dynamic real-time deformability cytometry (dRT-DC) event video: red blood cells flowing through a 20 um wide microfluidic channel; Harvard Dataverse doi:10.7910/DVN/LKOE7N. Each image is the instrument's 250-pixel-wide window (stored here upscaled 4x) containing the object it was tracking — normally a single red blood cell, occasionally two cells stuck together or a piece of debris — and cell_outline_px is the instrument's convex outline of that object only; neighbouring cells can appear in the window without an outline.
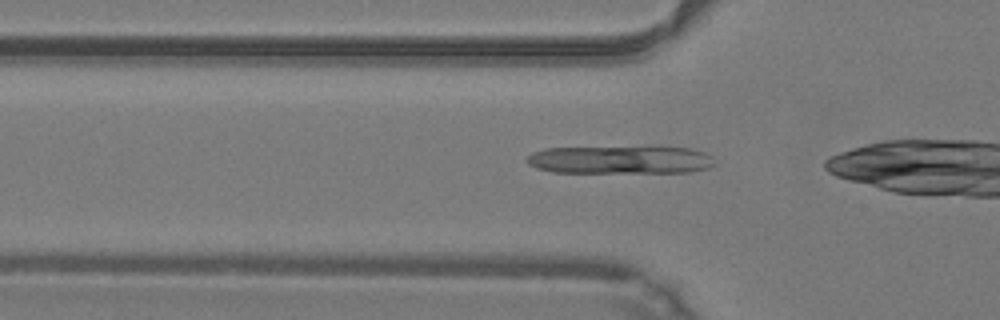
{"species": "common noctule bat (a hibernating species)", "species_latin": "Nyctalus noctula", "temperature_condition": "warm", "stored_images_in_passage": 12, "camera_frame_rate_fps": 3000, "um_per_image_px": 0.085, "animal": {"sex": "male", "body_mass_g": 19.2, "forearm_length_mm": 51.8}, "frame": {"image": 1, "passage_image": 4, "time_ms": 1.0, "image_size_px": [1000, 320], "cell_outline_px": [[716, 164], [708, 168], [688, 172], [552, 172], [536, 168], [528, 164], [528, 156], [532, 152], [544, 148], [692, 148], [704, 152], [712, 156]], "centroid_in_image_um": [52.73, 13.6], "position_along_channel_um": 73.1, "area_um2": 30.17}}
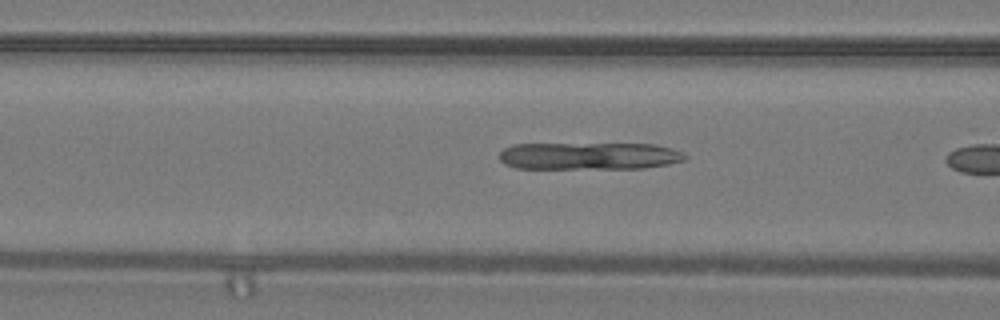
{"frame": {"image": 2, "passage_image": 7, "time_ms": 2.0, "image_size_px": [1000, 320], "cell_outline_px": [[688, 156], [684, 160], [668, 164], [644, 168], [516, 168], [504, 164], [500, 160], [500, 152], [504, 148], [512, 144], [656, 144], [672, 148], [684, 152]], "centroid_in_image_um": [50.1, 13.25], "position_along_channel_um": 116.5, "area_um2": 29.59}}
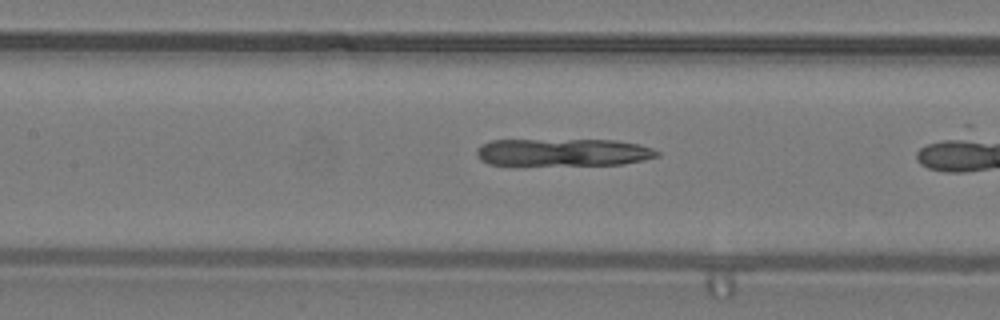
{"frame": {"image": 3, "passage_image": 10, "time_ms": 3.0, "image_size_px": [1000, 320], "cell_outline_px": [[660, 156], [644, 160], [624, 164], [516, 168], [512, 168], [488, 164], [480, 160], [476, 156], [476, 148], [480, 144], [492, 140], [612, 140], [640, 144], [652, 148], [660, 152]], "centroid_in_image_um": [47.75, 13.01], "position_along_channel_um": 159.7, "area_um2": 30.81}}